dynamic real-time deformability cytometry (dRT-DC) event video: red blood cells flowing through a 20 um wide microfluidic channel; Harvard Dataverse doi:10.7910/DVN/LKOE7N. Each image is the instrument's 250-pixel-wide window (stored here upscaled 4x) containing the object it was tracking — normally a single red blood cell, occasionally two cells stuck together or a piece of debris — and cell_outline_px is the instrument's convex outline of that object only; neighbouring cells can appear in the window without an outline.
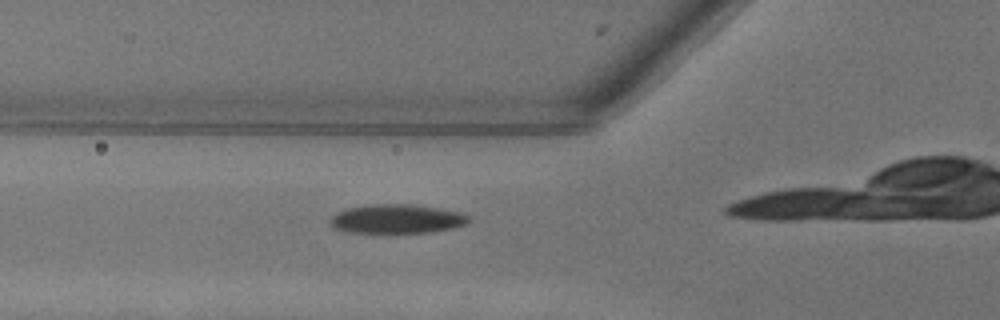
{"species": "common noctule bat (a hibernating species)", "species_latin": "Nyctalus noctula", "temperature_condition": "warm", "stored_images_in_passage": 8, "camera_frame_rate_fps": 3000, "um_per_image_px": 0.085, "animal": {"sex": "female"}, "frame": {"image": 1, "passage_image": 5, "time_ms": 1.333, "image_size_px": [1000, 320], "cell_outline_px": [[468, 224], [452, 228], [428, 232], [348, 232], [336, 228], [332, 224], [332, 216], [336, 212], [348, 208], [372, 204], [412, 204], [460, 212], [468, 216]], "centroid_in_image_um": [33.75, 18.59], "position_along_channel_um": 92.1, "area_um2": 23.0}}